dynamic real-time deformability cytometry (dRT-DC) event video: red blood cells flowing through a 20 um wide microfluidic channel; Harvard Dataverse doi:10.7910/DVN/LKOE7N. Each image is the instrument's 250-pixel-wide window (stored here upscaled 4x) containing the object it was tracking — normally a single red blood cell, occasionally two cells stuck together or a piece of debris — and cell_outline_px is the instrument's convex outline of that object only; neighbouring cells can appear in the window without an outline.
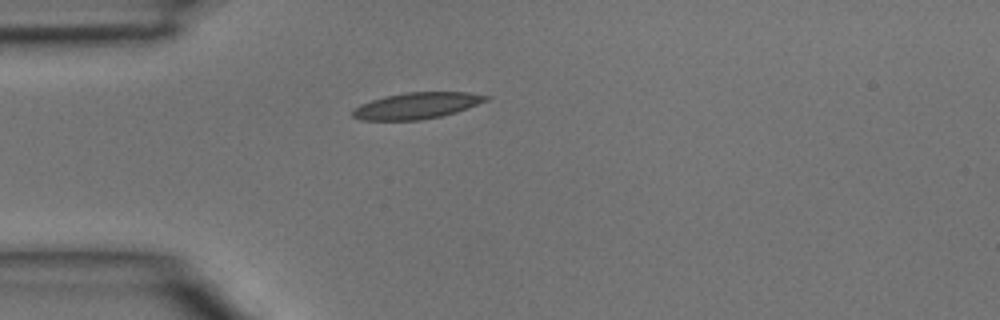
{"species": "common noctule bat (a hibernating species)", "species_latin": "Nyctalus noctula", "temperature_condition": "room temperature", "stored_images_in_passage": 1, "camera_frame_rate_fps": 3000, "um_per_image_px": 0.085, "animal": {"sex": "male", "body_mass_g": 15.6}, "frame": {"image": 1, "passage_image": 1, "time_ms": 0.0, "image_size_px": [1000, 320], "cell_outline_px": [[492, 96], [488, 100], [468, 108], [456, 112], [440, 116], [420, 120], [360, 120], [352, 116], [352, 108], [360, 104], [384, 96], [408, 92], [468, 92]], "centroid_in_image_um": [35.42, 8.98], "position_along_channel_um": 49.6, "area_um2": 20.52}}